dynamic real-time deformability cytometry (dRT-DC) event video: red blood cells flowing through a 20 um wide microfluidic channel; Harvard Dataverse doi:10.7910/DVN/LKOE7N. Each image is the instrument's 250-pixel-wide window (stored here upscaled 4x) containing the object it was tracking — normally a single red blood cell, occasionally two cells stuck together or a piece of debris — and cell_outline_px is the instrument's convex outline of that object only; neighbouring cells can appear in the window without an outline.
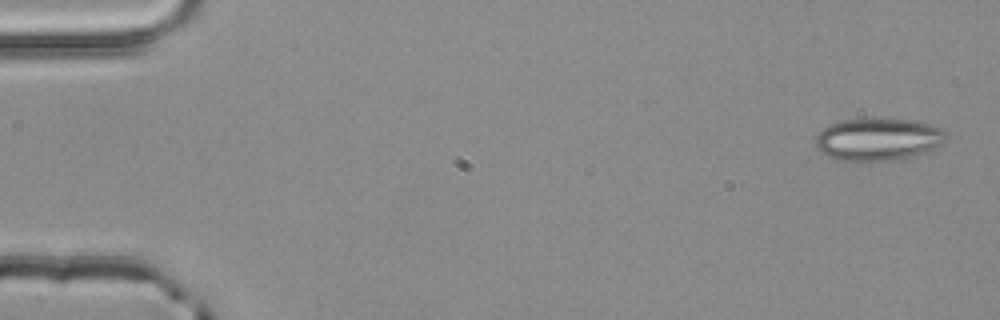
{"species": "common noctule bat (a hibernating species)", "species_latin": "Nyctalus noctula", "temperature_condition": "room temperature", "stored_images_in_passage": 5, "segment_of_instrument_passage": [1, 2], "camera_frame_rate_fps": 3000, "um_per_image_px": 0.085, "animal": {"sex": "male", "body_mass_g": 20.4}, "frame": {"image": 1, "passage_image": 1, "time_ms": 0.0, "image_size_px": [1000, 320], "cell_outline_px": [[948, 136], [940, 144], [924, 152], [908, 156], [888, 160], [836, 160], [820, 152], [816, 148], [816, 136], [824, 128], [832, 124], [844, 120], [916, 120], [940, 128], [948, 132]], "centroid_in_image_um": [74.62, 11.84], "position_along_channel_um": 10.4, "area_um2": 31.39}}